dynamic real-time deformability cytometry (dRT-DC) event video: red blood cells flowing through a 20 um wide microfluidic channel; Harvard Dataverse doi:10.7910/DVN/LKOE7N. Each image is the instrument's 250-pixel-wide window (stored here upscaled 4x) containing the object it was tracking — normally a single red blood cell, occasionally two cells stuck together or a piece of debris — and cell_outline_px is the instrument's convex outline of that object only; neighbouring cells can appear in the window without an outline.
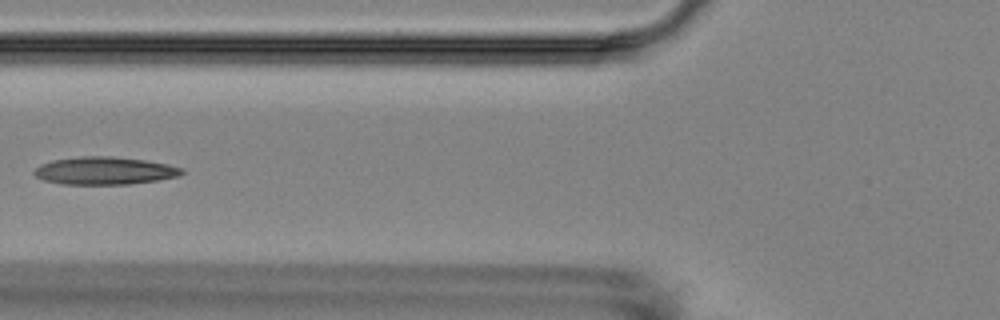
{"species": "Egyptian fruit bat (a non-hibernating species)", "species_latin": "Rousettus aegyptiacus", "temperature_condition": "room temperature", "stored_images_in_passage": 4, "camera_frame_rate_fps": 3000, "um_per_image_px": 0.085, "animal": {"sex": "female"}, "frame": {"image": 1, "passage_image": 3, "time_ms": 2.333, "image_size_px": [1000, 320], "cell_outline_px": [[184, 172], [180, 176], [156, 180], [128, 184], [60, 184], [44, 180], [36, 176], [32, 172], [40, 164], [52, 160], [80, 156], [112, 156], [144, 160], [168, 164], [184, 168]], "centroid_in_image_um": [8.89, 14.5], "position_along_channel_um": 116.9, "area_um2": 23.87}}
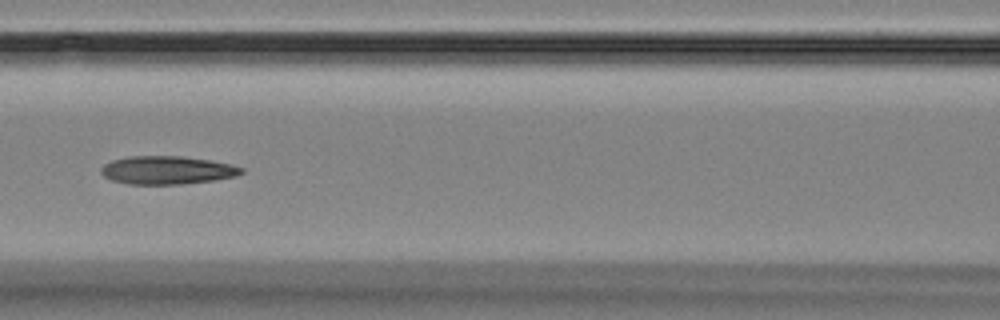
{"frame": {"image": 2, "passage_image": 4, "time_ms": 3.333, "image_size_px": [1000, 320], "cell_outline_px": [[244, 172], [236, 176], [216, 180], [180, 184], [128, 184], [112, 180], [104, 176], [100, 172], [100, 168], [104, 164], [112, 160], [128, 156], [184, 156], [232, 164], [244, 168]], "centroid_in_image_um": [14.21, 14.46], "position_along_channel_um": 152.4, "area_um2": 23.18}}